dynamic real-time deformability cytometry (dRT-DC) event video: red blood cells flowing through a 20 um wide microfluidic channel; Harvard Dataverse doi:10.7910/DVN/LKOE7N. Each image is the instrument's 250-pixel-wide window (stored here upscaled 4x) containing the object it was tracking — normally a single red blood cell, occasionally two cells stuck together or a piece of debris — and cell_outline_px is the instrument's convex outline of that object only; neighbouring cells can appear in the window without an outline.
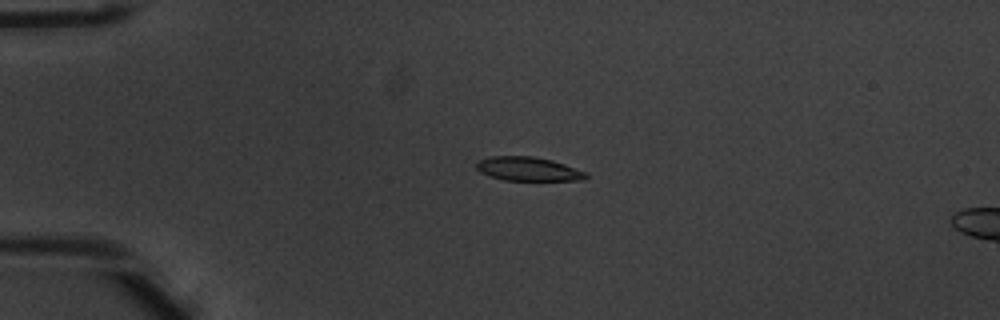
{"species": "common noctule bat (a hibernating species)", "species_latin": "Nyctalus noctula", "temperature_condition": "warm", "stored_images_in_passage": 40, "camera_frame_rate_fps": 3000, "um_per_image_px": 0.085, "animal": {"sex": "male", "body_mass_g": 20.1, "forearm_length_mm": 53.5}, "frame": {"image": 1, "passage_image": 1, "time_ms": 0.0, "image_size_px": [1000, 320], "cell_outline_px": [[588, 176], [584, 180], [504, 180], [480, 172], [476, 168], [476, 160], [492, 156], [532, 156], [552, 160], [588, 172]], "centroid_in_image_um": [44.9, 14.35], "position_along_channel_um": 40.1, "area_um2": 15.26}}
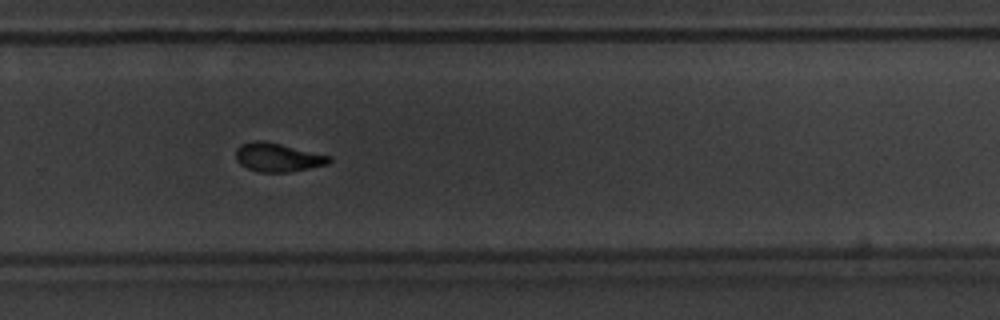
{"frame": {"image": 2, "passage_image": 24, "time_ms": 7.667, "image_size_px": [1000, 320], "cell_outline_px": [[332, 160], [328, 164], [288, 172], [260, 172], [248, 168], [240, 164], [236, 160], [236, 148], [240, 144], [252, 140], [264, 140], [332, 156]], "centroid_in_image_um": [23.59, 13.36], "position_along_channel_um": 306.2, "area_um2": 15.66}}
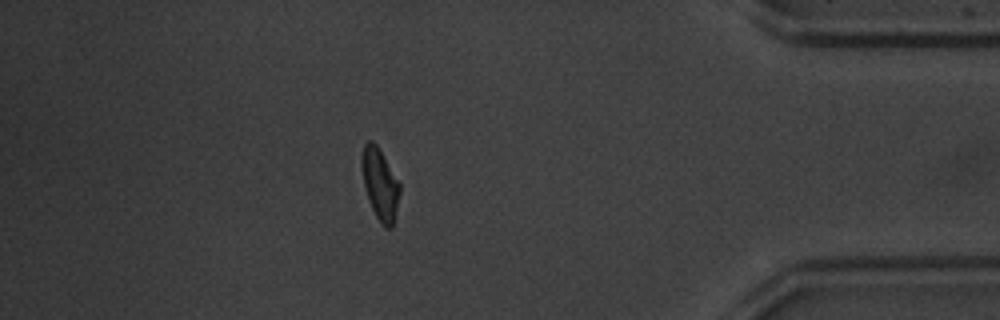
{"frame": {"image": 3, "passage_image": 34, "time_ms": 11.0, "image_size_px": [1000, 320], "cell_outline_px": [[400, 192], [392, 228], [384, 228], [376, 216], [368, 200], [364, 184], [360, 164], [360, 156], [364, 144], [368, 140], [372, 140], [376, 144], [400, 184]], "centroid_in_image_um": [32.27, 15.63], "position_along_channel_um": 402.9, "area_um2": 15.72}, "authors_computed_cell_mechanics": {"area_um2": 15.8083, "velocity_mm_per_s": 3.9506, "shape_relaxation_time_tau1_ms": 3.6138, "shape_relaxation_time_tau2_ms": 2.7436, "deformation_change_tau1": 0.1606, "deformation_change_tau2": 0.0932}}